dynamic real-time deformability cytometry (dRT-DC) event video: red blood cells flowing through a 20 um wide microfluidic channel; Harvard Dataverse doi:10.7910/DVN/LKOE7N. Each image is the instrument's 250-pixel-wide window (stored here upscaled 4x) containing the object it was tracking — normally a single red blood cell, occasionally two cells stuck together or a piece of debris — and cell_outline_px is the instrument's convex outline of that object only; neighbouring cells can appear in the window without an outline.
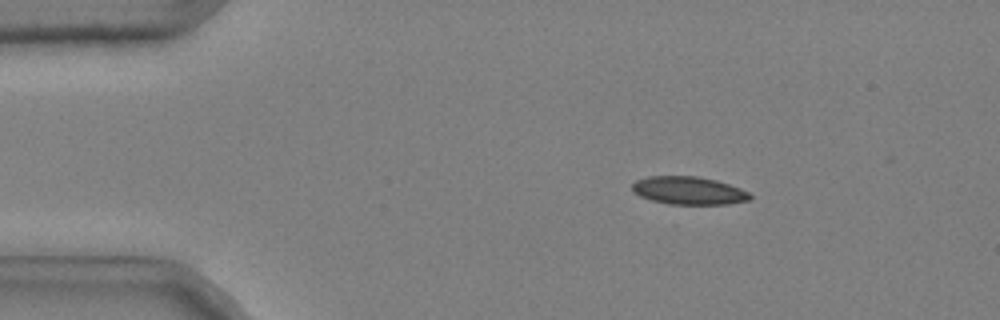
{"species": "common noctule bat (a hibernating species)", "species_latin": "Nyctalus noctula", "temperature_condition": "cold", "stored_images_in_passage": 51, "camera_frame_rate_fps": 3000, "um_per_image_px": 0.085, "animal": {"sex": "male", "body_mass_g": 20.4}, "frame": {"image": 1, "passage_image": 8, "time_ms": 2.333, "image_size_px": [1000, 320], "cell_outline_px": [[752, 196], [748, 200], [728, 204], [668, 204], [652, 200], [640, 196], [632, 192], [632, 184], [636, 180], [648, 176], [696, 176], [716, 180], [740, 188], [748, 192]], "centroid_in_image_um": [58.51, 16.19], "position_along_channel_um": 26.5, "area_um2": 19.13}}
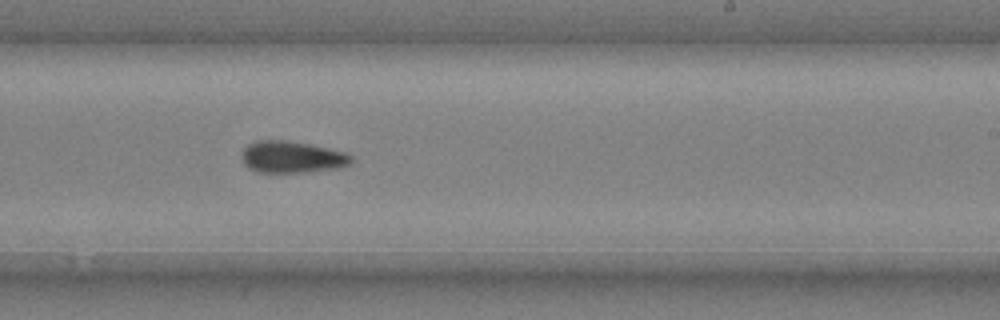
{"frame": {"image": 2, "passage_image": 32, "time_ms": 10.333, "image_size_px": [1000, 320], "cell_outline_px": [[352, 164], [340, 168], [308, 172], [256, 172], [248, 168], [244, 164], [240, 156], [244, 148], [248, 144], [256, 140], [288, 140], [312, 144], [344, 152], [352, 156]], "centroid_in_image_um": [24.81, 13.34], "position_along_channel_um": 264.2, "area_um2": 20.63}}
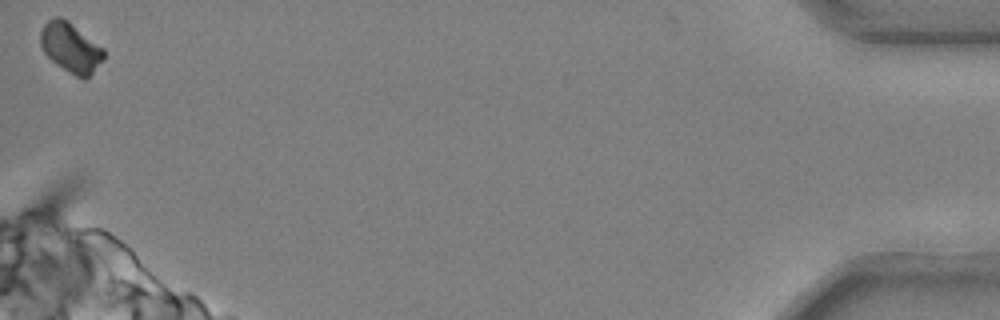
{"frame": {"image": 3, "passage_image": 51, "time_ms": 16.667, "image_size_px": [1000, 320], "cell_outline_px": [[104, 60], [84, 80], [76, 76], [56, 64], [44, 52], [40, 44], [40, 32], [44, 24], [48, 20], [56, 16], [60, 16], [104, 48]], "centroid_in_image_um": [6.0, 4.05], "position_along_channel_um": 429.2, "area_um2": 18.03}, "authors_computed_cell_mechanics": {"area_um2": 19.8254, "velocity_mm_per_s": 3.7124, "shape_relaxation_time_tau1_ms": 7.2535, "shape_relaxation_time_tau2_ms": null, "deformation_change_tau1": 0.1281, "deformation_change_tau2": null}}